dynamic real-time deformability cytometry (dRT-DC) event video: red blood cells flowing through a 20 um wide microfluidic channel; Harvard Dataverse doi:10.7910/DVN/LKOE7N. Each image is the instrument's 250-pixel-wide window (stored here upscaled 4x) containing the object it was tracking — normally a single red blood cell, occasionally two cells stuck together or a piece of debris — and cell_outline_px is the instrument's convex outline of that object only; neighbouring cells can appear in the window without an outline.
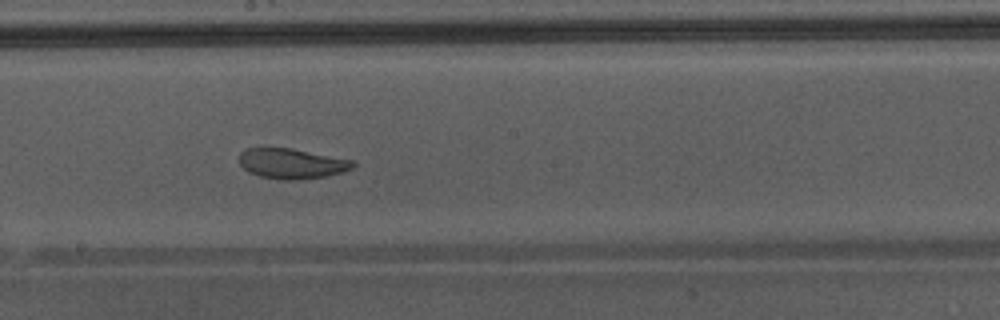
{"species": "Egyptian fruit bat (a non-hibernating species)", "species_latin": "Rousettus aegyptiacus", "temperature_condition": "warm", "stored_images_in_passage": 50, "camera_frame_rate_fps": 3000, "um_per_image_px": 0.085, "animal": {"sex": "male"}, "frame": {"image": 1, "passage_image": 29, "time_ms": 9.333, "image_size_px": [1000, 320], "cell_outline_px": [[356, 164], [352, 168], [340, 172], [324, 176], [296, 180], [280, 180], [260, 176], [248, 172], [240, 164], [240, 152], [248, 148], [292, 148], [356, 160]], "centroid_in_image_um": [24.82, 13.89], "position_along_channel_um": 223.4, "area_um2": 20.06}, "authors_computed_cell_mechanics": {"area_um2": 27.3683, "velocity_mm_per_s": 4.3139, "shape_relaxation_time_tau1_ms": 6.8396, "shape_relaxation_time_tau2_ms": 0.9176, "deformation_change_tau1": 0.1571, "deformation_change_tau2": 0.0773}}